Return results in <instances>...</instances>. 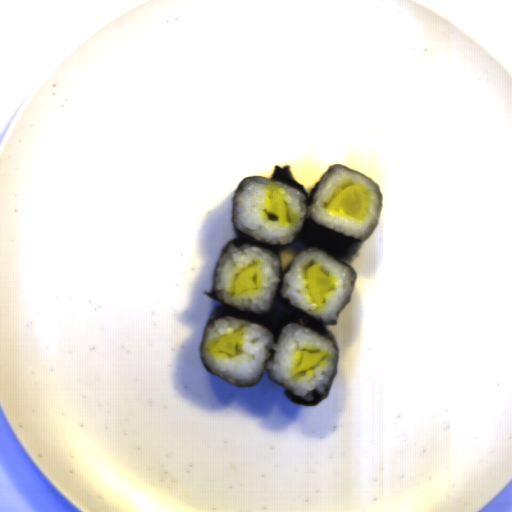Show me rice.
I'll list each match as a JSON object with an SVG mask.
<instances>
[{"instance_id":"3","label":"rice","mask_w":512,"mask_h":512,"mask_svg":"<svg viewBox=\"0 0 512 512\" xmlns=\"http://www.w3.org/2000/svg\"><path fill=\"white\" fill-rule=\"evenodd\" d=\"M257 265L258 287L234 294L233 282L240 271ZM282 261L271 249L255 244H230L220 256L213 277V289L219 300L250 315H263L269 311L281 278Z\"/></svg>"},{"instance_id":"2","label":"rice","mask_w":512,"mask_h":512,"mask_svg":"<svg viewBox=\"0 0 512 512\" xmlns=\"http://www.w3.org/2000/svg\"><path fill=\"white\" fill-rule=\"evenodd\" d=\"M364 185L369 191L370 207L365 220L332 211L329 204L346 187ZM278 191L286 201L287 222L266 214L267 204ZM302 191L268 177H247L234 193L232 216L238 229L254 241L282 245L292 244L305 219L344 236L365 240L374 232L382 213L383 197L376 181L343 166H333L325 173L310 206Z\"/></svg>"},{"instance_id":"1","label":"rice","mask_w":512,"mask_h":512,"mask_svg":"<svg viewBox=\"0 0 512 512\" xmlns=\"http://www.w3.org/2000/svg\"><path fill=\"white\" fill-rule=\"evenodd\" d=\"M244 330L238 354L213 351V346L229 334ZM302 351L324 354L311 370L294 373L301 365ZM201 354L210 371L239 387H255L264 371L270 380L293 394L312 401L313 393H328L338 367V348L333 339L298 324H285L275 341L270 328L233 317H221L203 332Z\"/></svg>"},{"instance_id":"4","label":"rice","mask_w":512,"mask_h":512,"mask_svg":"<svg viewBox=\"0 0 512 512\" xmlns=\"http://www.w3.org/2000/svg\"><path fill=\"white\" fill-rule=\"evenodd\" d=\"M321 264L324 272L330 275L333 289L326 294L324 302L315 304L308 294L305 270ZM356 271L336 261L332 254L318 248H305L293 259L285 276L281 294L289 303L309 316L322 320L335 321L346 307L355 283Z\"/></svg>"}]
</instances>
